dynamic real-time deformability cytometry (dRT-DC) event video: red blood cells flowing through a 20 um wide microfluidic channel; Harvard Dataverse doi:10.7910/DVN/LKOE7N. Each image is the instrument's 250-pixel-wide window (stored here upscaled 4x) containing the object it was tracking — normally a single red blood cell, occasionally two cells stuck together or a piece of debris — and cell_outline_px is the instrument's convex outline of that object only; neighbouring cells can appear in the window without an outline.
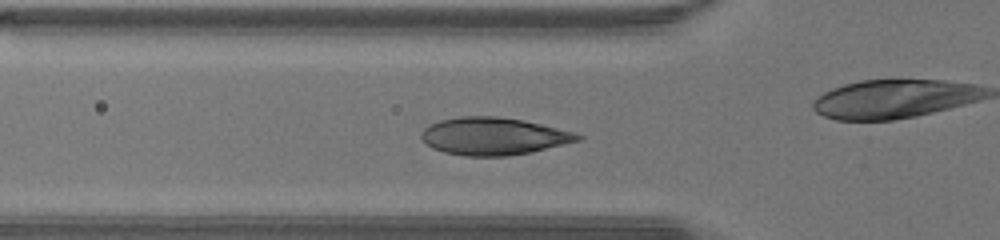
{"species": "human", "species_latin": "Homo sapiens", "temperature_condition": "warm", "stored_images_in_passage": 33, "camera_frame_rate_fps": 3000, "um_per_image_px": 0.085, "donor": {"sex": "male"}, "frame": {"image": 1, "passage_image": 2, "time_ms": 0.333, "image_size_px": [1000, 240], "cell_outline_px": [[584, 136], [580, 140], [532, 152], [508, 156], [464, 156], [444, 152], [432, 148], [420, 136], [420, 132], [428, 124], [440, 120], [460, 116], [496, 116], [524, 120], [576, 132]], "centroid_in_image_um": [41.95, 11.57], "position_along_channel_um": 83.9, "area_um2": 34.33}}
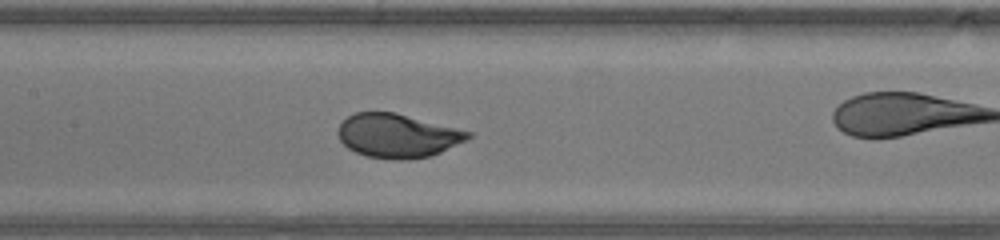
{"frame": {"image": 2, "passage_image": 8, "time_ms": 2.333, "image_size_px": [1000, 240], "cell_outline_px": [[472, 136], [468, 140], [432, 156], [404, 160], [400, 160], [368, 156], [356, 152], [348, 148], [340, 140], [336, 132], [340, 124], [348, 116], [356, 112], [396, 112], [472, 132]], "centroid_in_image_um": [33.81, 11.53], "position_along_channel_um": 173.6, "area_um2": 33.29}}
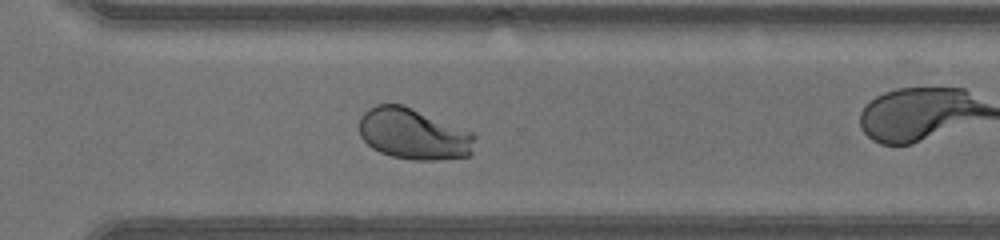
{"frame": {"image": 3, "passage_image": 19, "time_ms": 6.0, "image_size_px": [1000, 240], "cell_outline_px": [[476, 136], [472, 152], [468, 156], [436, 160], [412, 160], [392, 156], [380, 152], [372, 148], [360, 136], [360, 116], [368, 108], [376, 104], [404, 104], [472, 132]], "centroid_in_image_um": [35.14, 11.38], "position_along_channel_um": 335.5, "area_um2": 34.56}, "authors_computed_cell_mechanics": {"area_um2": 34.3332, "velocity_mm_per_s": 4.432, "shape_relaxation_time_tau1_ms": 2.0119, "shape_relaxation_time_tau2_ms": null, "deformation_change_tau1": 0.1408, "deformation_change_tau2": null}}